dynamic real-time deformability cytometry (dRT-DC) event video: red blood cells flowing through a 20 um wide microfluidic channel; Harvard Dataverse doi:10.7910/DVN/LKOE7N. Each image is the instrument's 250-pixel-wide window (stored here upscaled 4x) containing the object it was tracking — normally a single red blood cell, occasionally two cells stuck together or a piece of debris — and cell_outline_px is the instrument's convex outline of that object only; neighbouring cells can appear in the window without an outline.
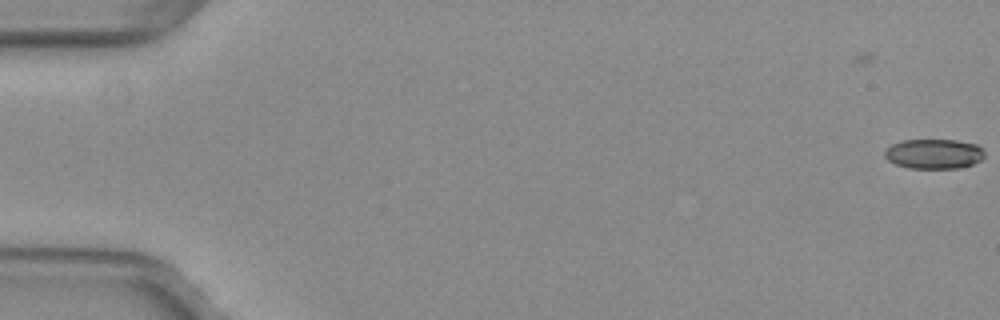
{"species": "common noctule bat (a hibernating species)", "species_latin": "Nyctalus noctula", "temperature_condition": "warm", "stored_images_in_passage": 7, "camera_frame_rate_fps": 3000, "um_per_image_px": 0.085, "animal": {"sex": "female", "body_mass_g": 29.2, "forearm_length_mm": 56.3}, "frame": {"image": 1, "passage_image": 1, "time_ms": 0.0, "image_size_px": [1000, 320], "cell_outline_px": [[984, 156], [980, 160], [972, 164], [960, 168], [908, 168], [896, 164], [888, 160], [884, 156], [884, 152], [892, 144], [900, 140], [956, 140], [976, 144], [984, 152]], "centroid_in_image_um": [79.36, 13.08], "position_along_channel_um": 5.6, "area_um2": 17.28}}